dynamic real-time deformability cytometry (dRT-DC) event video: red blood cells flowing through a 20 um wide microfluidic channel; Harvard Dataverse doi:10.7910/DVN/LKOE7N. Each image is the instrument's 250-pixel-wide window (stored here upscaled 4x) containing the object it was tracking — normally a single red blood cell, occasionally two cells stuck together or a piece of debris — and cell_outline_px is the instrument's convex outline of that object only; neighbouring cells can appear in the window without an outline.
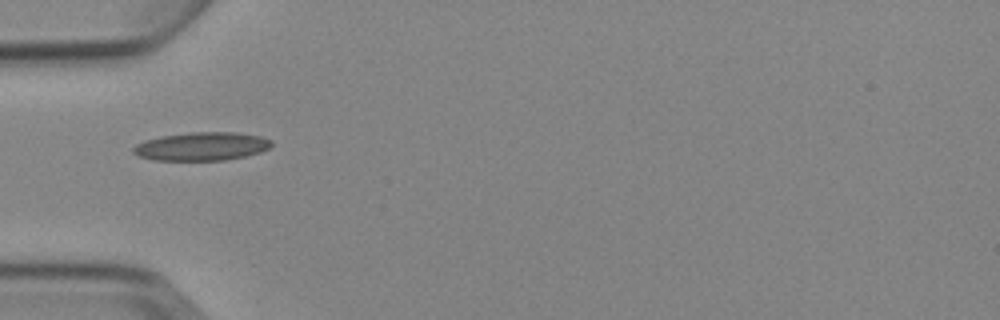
{"species": "Egyptian fruit bat (a non-hibernating species)", "species_latin": "Rousettus aegyptiacus", "temperature_condition": "cold", "stored_images_in_passage": 3, "camera_frame_rate_fps": 3000, "um_per_image_px": 0.085, "animal": {"sex": "female"}, "frame": {"image": 1, "passage_image": 1, "time_ms": 0.0, "image_size_px": [1000, 320], "cell_outline_px": [[272, 144], [268, 148], [260, 152], [244, 156], [224, 160], [152, 160], [140, 156], [132, 152], [132, 148], [136, 144], [144, 140], [160, 136], [192, 132], [236, 132], [260, 136], [272, 140]], "centroid_in_image_um": [17.12, 12.43], "position_along_channel_um": 67.9, "area_um2": 22.83}}
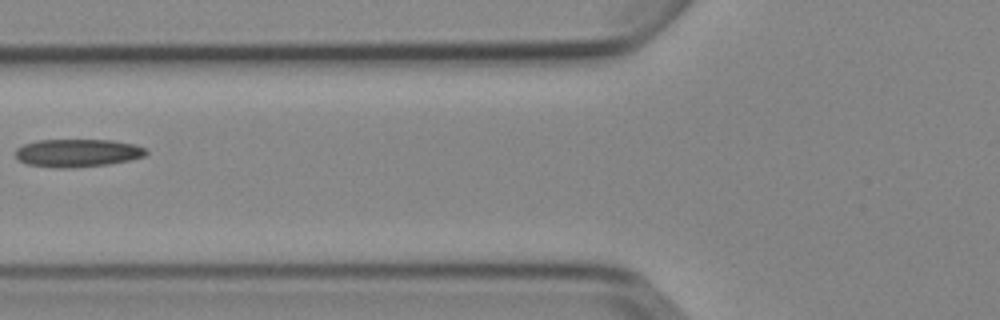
{"frame": {"image": 2, "passage_image": 2, "time_ms": 1.333, "image_size_px": [1000, 320], "cell_outline_px": [[148, 152], [144, 156], [128, 160], [108, 164], [72, 168], [56, 168], [28, 164], [20, 160], [16, 156], [16, 148], [24, 144], [36, 140], [112, 140], [136, 144], [144, 148]], "centroid_in_image_um": [6.59, 12.99], "position_along_channel_um": 119.2, "area_um2": 21.21}}
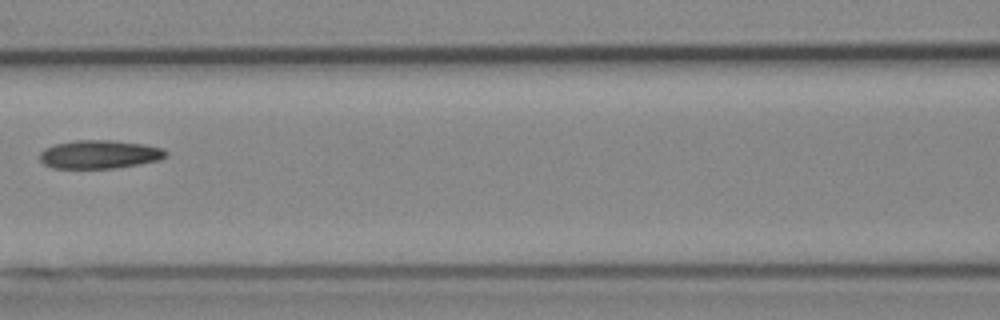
{"frame": {"image": 3, "passage_image": 3, "time_ms": 2.333, "image_size_px": [1000, 320], "cell_outline_px": [[168, 156], [160, 160], [140, 164], [116, 168], [52, 168], [44, 164], [40, 160], [40, 152], [44, 148], [52, 144], [76, 140], [112, 140], [144, 144], [164, 148], [168, 152]], "centroid_in_image_um": [8.48, 13.12], "position_along_channel_um": 158.1, "area_um2": 21.21}}